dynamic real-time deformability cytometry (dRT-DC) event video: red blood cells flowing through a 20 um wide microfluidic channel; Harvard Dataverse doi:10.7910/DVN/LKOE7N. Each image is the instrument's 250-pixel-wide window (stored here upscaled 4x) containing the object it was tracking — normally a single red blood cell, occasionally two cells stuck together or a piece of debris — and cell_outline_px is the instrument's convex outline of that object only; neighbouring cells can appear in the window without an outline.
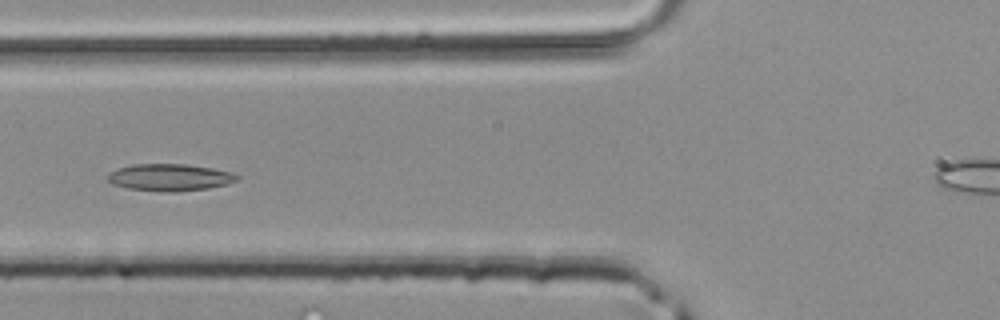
{"species": "common noctule bat (a hibernating species)", "species_latin": "Nyctalus noctula", "temperature_condition": "room temperature", "stored_images_in_passage": 44, "camera_frame_rate_fps": 3000, "um_per_image_px": 0.085, "animal": {"sex": "male", "body_mass_g": 20.4}, "frame": {"image": 1, "passage_image": 16, "time_ms": 5.0, "image_size_px": [1000, 320], "cell_outline_px": [[240, 180], [208, 188], [176, 192], [172, 192], [128, 188], [112, 184], [108, 180], [108, 176], [112, 172], [120, 168], [132, 164], [184, 164], [212, 168], [232, 172], [240, 176]], "centroid_in_image_um": [14.48, 15.07], "position_along_channel_um": 111.3, "area_um2": 20.11}}
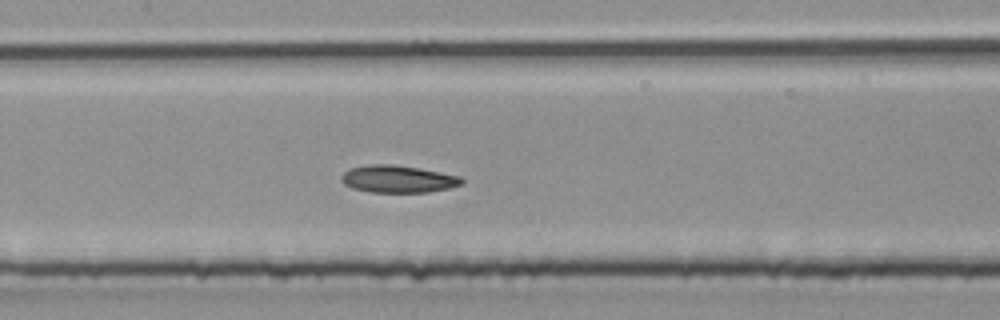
{"frame": {"image": 2, "passage_image": 20, "time_ms": 6.333, "image_size_px": [1000, 320], "cell_outline_px": [[464, 184], [448, 188], [428, 192], [372, 192], [352, 188], [344, 184], [340, 180], [340, 176], [344, 172], [352, 168], [368, 164], [392, 164], [420, 168], [460, 176], [464, 180]], "centroid_in_image_um": [33.83, 15.21], "position_along_channel_um": 173.6, "area_um2": 19.19}}
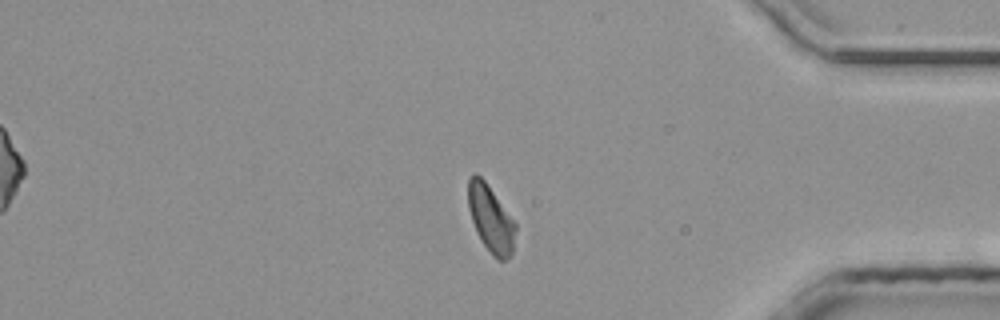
{"frame": {"image": 3, "passage_image": 36, "time_ms": 11.667, "image_size_px": [1000, 320], "cell_outline_px": [[516, 228], [512, 252], [504, 260], [496, 260], [492, 256], [480, 240], [476, 232], [468, 208], [468, 176], [472, 172], [476, 172], [484, 180], [516, 224]], "centroid_in_image_um": [41.68, 18.59], "position_along_channel_um": 393.5, "area_um2": 18.38}}